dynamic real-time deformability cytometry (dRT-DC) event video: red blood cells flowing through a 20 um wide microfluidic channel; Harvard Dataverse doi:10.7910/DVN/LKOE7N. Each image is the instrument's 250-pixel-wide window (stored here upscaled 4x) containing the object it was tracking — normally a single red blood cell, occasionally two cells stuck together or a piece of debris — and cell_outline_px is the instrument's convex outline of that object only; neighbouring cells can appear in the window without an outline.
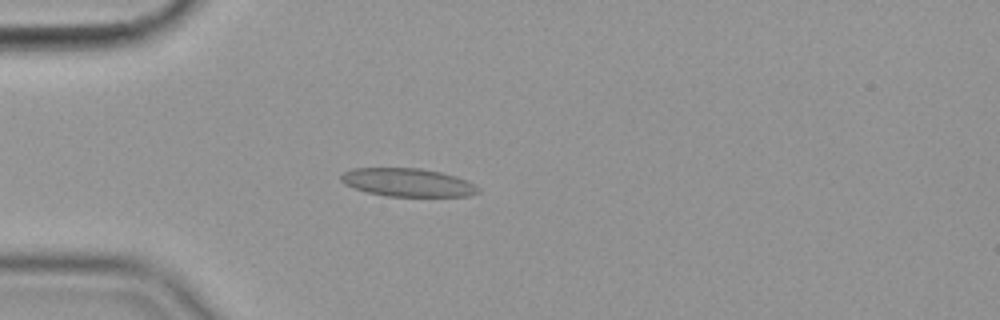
{"species": "common noctule bat (a hibernating species)", "species_latin": "Nyctalus noctula", "temperature_condition": "cold", "stored_images_in_passage": 51, "camera_frame_rate_fps": 3000, "um_per_image_px": 0.085, "animal": {"sex": "female", "body_mass_g": 19.9}, "frame": {"image": 1, "passage_image": 10, "time_ms": 3.0, "image_size_px": [1000, 320], "cell_outline_px": [[480, 192], [468, 196], [388, 196], [368, 192], [344, 184], [340, 180], [340, 176], [344, 172], [352, 168], [420, 168], [440, 172], [456, 176], [480, 188]], "centroid_in_image_um": [34.64, 15.5], "position_along_channel_um": 50.4, "area_um2": 22.37}}
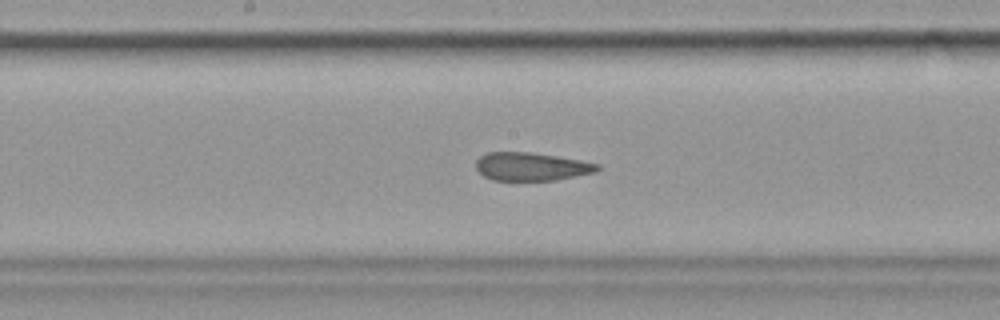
{"frame": {"image": 2, "passage_image": 24, "time_ms": 7.667, "image_size_px": [1000, 320], "cell_outline_px": [[600, 168], [596, 172], [556, 180], [492, 180], [484, 176], [476, 168], [476, 160], [480, 156], [488, 152], [528, 152], [556, 156], [580, 160], [600, 164]], "centroid_in_image_um": [45.17, 14.16], "position_along_channel_um": 203.0, "area_um2": 19.88}}
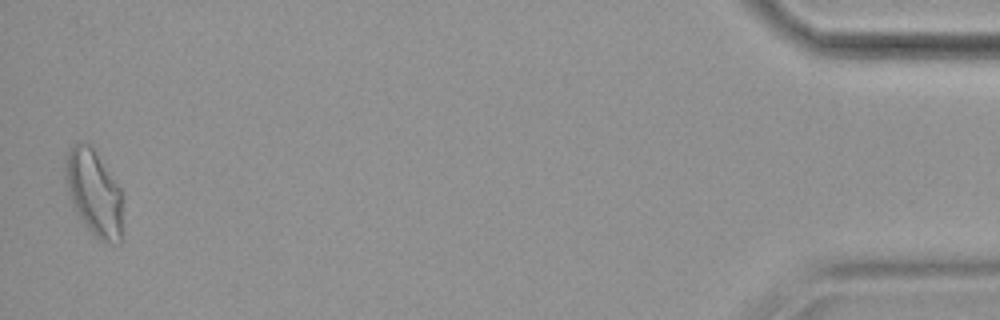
{"frame": {"image": 3, "passage_image": 50, "time_ms": 16.333, "image_size_px": [1000, 320], "cell_outline_px": [[124, 240], [120, 244], [104, 244], [88, 228], [72, 208], [68, 196], [64, 180], [64, 160], [72, 144], [88, 144], [92, 148], [120, 188]], "centroid_in_image_um": [7.98, 16.48], "position_along_channel_um": 427.2, "area_um2": 29.13}, "authors_computed_cell_mechanics": {"area_um2": 22.0218, "velocity_mm_per_s": 3.5565, "shape_relaxation_time_tau1_ms": null, "shape_relaxation_time_tau2_ms": 2.5983, "deformation_change_tau1": null, "deformation_change_tau2": 0.0948}}